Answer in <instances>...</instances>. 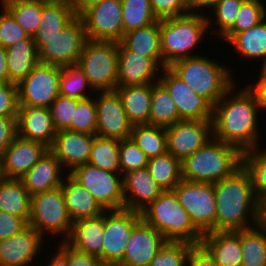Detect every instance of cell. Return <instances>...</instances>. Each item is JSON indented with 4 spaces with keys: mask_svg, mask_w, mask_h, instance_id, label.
<instances>
[{
    "mask_svg": "<svg viewBox=\"0 0 266 266\" xmlns=\"http://www.w3.org/2000/svg\"><path fill=\"white\" fill-rule=\"evenodd\" d=\"M166 243L162 233L141 219L131 231L120 263L124 266H149Z\"/></svg>",
    "mask_w": 266,
    "mask_h": 266,
    "instance_id": "d6986e66",
    "label": "cell"
},
{
    "mask_svg": "<svg viewBox=\"0 0 266 266\" xmlns=\"http://www.w3.org/2000/svg\"><path fill=\"white\" fill-rule=\"evenodd\" d=\"M159 82L173 98L181 120H212L213 107L169 67L162 68Z\"/></svg>",
    "mask_w": 266,
    "mask_h": 266,
    "instance_id": "ac0fdd59",
    "label": "cell"
},
{
    "mask_svg": "<svg viewBox=\"0 0 266 266\" xmlns=\"http://www.w3.org/2000/svg\"><path fill=\"white\" fill-rule=\"evenodd\" d=\"M101 1L102 0H69L76 16H80L86 9Z\"/></svg>",
    "mask_w": 266,
    "mask_h": 266,
    "instance_id": "6125c7cd",
    "label": "cell"
},
{
    "mask_svg": "<svg viewBox=\"0 0 266 266\" xmlns=\"http://www.w3.org/2000/svg\"><path fill=\"white\" fill-rule=\"evenodd\" d=\"M97 108L94 96L77 102L74 118L69 131L96 135Z\"/></svg>",
    "mask_w": 266,
    "mask_h": 266,
    "instance_id": "bcb514c9",
    "label": "cell"
},
{
    "mask_svg": "<svg viewBox=\"0 0 266 266\" xmlns=\"http://www.w3.org/2000/svg\"><path fill=\"white\" fill-rule=\"evenodd\" d=\"M161 70L150 57L130 51L118 42L117 86L156 83Z\"/></svg>",
    "mask_w": 266,
    "mask_h": 266,
    "instance_id": "ffe728a7",
    "label": "cell"
},
{
    "mask_svg": "<svg viewBox=\"0 0 266 266\" xmlns=\"http://www.w3.org/2000/svg\"><path fill=\"white\" fill-rule=\"evenodd\" d=\"M36 1L54 2V1H61V0H36Z\"/></svg>",
    "mask_w": 266,
    "mask_h": 266,
    "instance_id": "89a4df30",
    "label": "cell"
},
{
    "mask_svg": "<svg viewBox=\"0 0 266 266\" xmlns=\"http://www.w3.org/2000/svg\"><path fill=\"white\" fill-rule=\"evenodd\" d=\"M48 149L43 143L17 136L0 155L4 178L20 179Z\"/></svg>",
    "mask_w": 266,
    "mask_h": 266,
    "instance_id": "44dd1931",
    "label": "cell"
},
{
    "mask_svg": "<svg viewBox=\"0 0 266 266\" xmlns=\"http://www.w3.org/2000/svg\"><path fill=\"white\" fill-rule=\"evenodd\" d=\"M76 14L69 0L44 2L38 30L60 31L68 25Z\"/></svg>",
    "mask_w": 266,
    "mask_h": 266,
    "instance_id": "7bdbcfd3",
    "label": "cell"
},
{
    "mask_svg": "<svg viewBox=\"0 0 266 266\" xmlns=\"http://www.w3.org/2000/svg\"><path fill=\"white\" fill-rule=\"evenodd\" d=\"M60 67L38 63L18 85L19 106L50 108L59 95Z\"/></svg>",
    "mask_w": 266,
    "mask_h": 266,
    "instance_id": "7c38bea8",
    "label": "cell"
},
{
    "mask_svg": "<svg viewBox=\"0 0 266 266\" xmlns=\"http://www.w3.org/2000/svg\"><path fill=\"white\" fill-rule=\"evenodd\" d=\"M76 64L95 91L117 88L118 42L88 39Z\"/></svg>",
    "mask_w": 266,
    "mask_h": 266,
    "instance_id": "9c48e42d",
    "label": "cell"
},
{
    "mask_svg": "<svg viewBox=\"0 0 266 266\" xmlns=\"http://www.w3.org/2000/svg\"><path fill=\"white\" fill-rule=\"evenodd\" d=\"M95 93L85 73L77 64L60 67L59 95L80 100L92 97Z\"/></svg>",
    "mask_w": 266,
    "mask_h": 266,
    "instance_id": "ab89813d",
    "label": "cell"
},
{
    "mask_svg": "<svg viewBox=\"0 0 266 266\" xmlns=\"http://www.w3.org/2000/svg\"><path fill=\"white\" fill-rule=\"evenodd\" d=\"M150 4L158 19L189 13L187 0H150Z\"/></svg>",
    "mask_w": 266,
    "mask_h": 266,
    "instance_id": "816d5d0a",
    "label": "cell"
},
{
    "mask_svg": "<svg viewBox=\"0 0 266 266\" xmlns=\"http://www.w3.org/2000/svg\"><path fill=\"white\" fill-rule=\"evenodd\" d=\"M147 169L155 182L164 190L172 191L182 180L181 161L168 151L150 158Z\"/></svg>",
    "mask_w": 266,
    "mask_h": 266,
    "instance_id": "8d00e7d4",
    "label": "cell"
},
{
    "mask_svg": "<svg viewBox=\"0 0 266 266\" xmlns=\"http://www.w3.org/2000/svg\"><path fill=\"white\" fill-rule=\"evenodd\" d=\"M260 223L266 228V201L261 203V222Z\"/></svg>",
    "mask_w": 266,
    "mask_h": 266,
    "instance_id": "03108f58",
    "label": "cell"
},
{
    "mask_svg": "<svg viewBox=\"0 0 266 266\" xmlns=\"http://www.w3.org/2000/svg\"><path fill=\"white\" fill-rule=\"evenodd\" d=\"M0 4L30 36H34L40 26L43 1L0 0Z\"/></svg>",
    "mask_w": 266,
    "mask_h": 266,
    "instance_id": "f35d334b",
    "label": "cell"
},
{
    "mask_svg": "<svg viewBox=\"0 0 266 266\" xmlns=\"http://www.w3.org/2000/svg\"><path fill=\"white\" fill-rule=\"evenodd\" d=\"M72 224L61 186L31 196L28 225L34 227L44 238L54 239L53 237L60 236L59 243L65 242L71 233Z\"/></svg>",
    "mask_w": 266,
    "mask_h": 266,
    "instance_id": "ba28073f",
    "label": "cell"
},
{
    "mask_svg": "<svg viewBox=\"0 0 266 266\" xmlns=\"http://www.w3.org/2000/svg\"><path fill=\"white\" fill-rule=\"evenodd\" d=\"M180 120L176 105L167 89L159 81L152 83L149 124L168 127Z\"/></svg>",
    "mask_w": 266,
    "mask_h": 266,
    "instance_id": "e575fe53",
    "label": "cell"
},
{
    "mask_svg": "<svg viewBox=\"0 0 266 266\" xmlns=\"http://www.w3.org/2000/svg\"><path fill=\"white\" fill-rule=\"evenodd\" d=\"M95 137L96 135L60 130L49 150L68 174L75 167L88 163Z\"/></svg>",
    "mask_w": 266,
    "mask_h": 266,
    "instance_id": "7402d4cb",
    "label": "cell"
},
{
    "mask_svg": "<svg viewBox=\"0 0 266 266\" xmlns=\"http://www.w3.org/2000/svg\"><path fill=\"white\" fill-rule=\"evenodd\" d=\"M149 158L131 138L119 140V164L121 175L131 170L147 167Z\"/></svg>",
    "mask_w": 266,
    "mask_h": 266,
    "instance_id": "c3c4849f",
    "label": "cell"
},
{
    "mask_svg": "<svg viewBox=\"0 0 266 266\" xmlns=\"http://www.w3.org/2000/svg\"><path fill=\"white\" fill-rule=\"evenodd\" d=\"M66 173L60 161L48 149L20 180L24 183L28 193L33 196L60 187Z\"/></svg>",
    "mask_w": 266,
    "mask_h": 266,
    "instance_id": "d4e9b609",
    "label": "cell"
},
{
    "mask_svg": "<svg viewBox=\"0 0 266 266\" xmlns=\"http://www.w3.org/2000/svg\"><path fill=\"white\" fill-rule=\"evenodd\" d=\"M198 55L182 58L168 66L196 94L212 107L236 83L231 68L217 58ZM225 64V65H224Z\"/></svg>",
    "mask_w": 266,
    "mask_h": 266,
    "instance_id": "3957f363",
    "label": "cell"
},
{
    "mask_svg": "<svg viewBox=\"0 0 266 266\" xmlns=\"http://www.w3.org/2000/svg\"><path fill=\"white\" fill-rule=\"evenodd\" d=\"M229 44L234 48L233 52L241 56L242 61L246 58V61H262L266 57V18L258 25L237 33L228 42V46Z\"/></svg>",
    "mask_w": 266,
    "mask_h": 266,
    "instance_id": "d6a6232c",
    "label": "cell"
},
{
    "mask_svg": "<svg viewBox=\"0 0 266 266\" xmlns=\"http://www.w3.org/2000/svg\"><path fill=\"white\" fill-rule=\"evenodd\" d=\"M120 42L128 50L150 57L161 69L163 68L160 49V19L147 26L124 33Z\"/></svg>",
    "mask_w": 266,
    "mask_h": 266,
    "instance_id": "4dcf8cb0",
    "label": "cell"
},
{
    "mask_svg": "<svg viewBox=\"0 0 266 266\" xmlns=\"http://www.w3.org/2000/svg\"><path fill=\"white\" fill-rule=\"evenodd\" d=\"M187 266H218L210 253L201 245L191 248L187 259Z\"/></svg>",
    "mask_w": 266,
    "mask_h": 266,
    "instance_id": "9f6ffc18",
    "label": "cell"
},
{
    "mask_svg": "<svg viewBox=\"0 0 266 266\" xmlns=\"http://www.w3.org/2000/svg\"><path fill=\"white\" fill-rule=\"evenodd\" d=\"M207 31L206 14L188 13L160 19V49L163 68L179 59L198 56L197 50L202 41H206Z\"/></svg>",
    "mask_w": 266,
    "mask_h": 266,
    "instance_id": "5b68a950",
    "label": "cell"
},
{
    "mask_svg": "<svg viewBox=\"0 0 266 266\" xmlns=\"http://www.w3.org/2000/svg\"><path fill=\"white\" fill-rule=\"evenodd\" d=\"M6 83L2 80H0V88H2Z\"/></svg>",
    "mask_w": 266,
    "mask_h": 266,
    "instance_id": "2644e50d",
    "label": "cell"
},
{
    "mask_svg": "<svg viewBox=\"0 0 266 266\" xmlns=\"http://www.w3.org/2000/svg\"><path fill=\"white\" fill-rule=\"evenodd\" d=\"M27 226L25 219L0 210V240L12 237Z\"/></svg>",
    "mask_w": 266,
    "mask_h": 266,
    "instance_id": "db71d44e",
    "label": "cell"
},
{
    "mask_svg": "<svg viewBox=\"0 0 266 266\" xmlns=\"http://www.w3.org/2000/svg\"><path fill=\"white\" fill-rule=\"evenodd\" d=\"M200 244L218 266H242L241 230L207 232Z\"/></svg>",
    "mask_w": 266,
    "mask_h": 266,
    "instance_id": "4316f807",
    "label": "cell"
},
{
    "mask_svg": "<svg viewBox=\"0 0 266 266\" xmlns=\"http://www.w3.org/2000/svg\"><path fill=\"white\" fill-rule=\"evenodd\" d=\"M19 109L18 87L6 83L0 88V117H17Z\"/></svg>",
    "mask_w": 266,
    "mask_h": 266,
    "instance_id": "f5cc1de1",
    "label": "cell"
},
{
    "mask_svg": "<svg viewBox=\"0 0 266 266\" xmlns=\"http://www.w3.org/2000/svg\"><path fill=\"white\" fill-rule=\"evenodd\" d=\"M57 248V249H56ZM56 253L54 252V255L49 256L47 259L49 260H44L47 261V264H43V259L40 260L38 264H41L39 266H68V261H67V244L65 242H60L58 246L55 247L54 249Z\"/></svg>",
    "mask_w": 266,
    "mask_h": 266,
    "instance_id": "680465c9",
    "label": "cell"
},
{
    "mask_svg": "<svg viewBox=\"0 0 266 266\" xmlns=\"http://www.w3.org/2000/svg\"><path fill=\"white\" fill-rule=\"evenodd\" d=\"M78 99L58 95L49 110L57 131L68 130L74 118Z\"/></svg>",
    "mask_w": 266,
    "mask_h": 266,
    "instance_id": "681fc988",
    "label": "cell"
},
{
    "mask_svg": "<svg viewBox=\"0 0 266 266\" xmlns=\"http://www.w3.org/2000/svg\"><path fill=\"white\" fill-rule=\"evenodd\" d=\"M193 246L188 242L167 241L149 266H187V259Z\"/></svg>",
    "mask_w": 266,
    "mask_h": 266,
    "instance_id": "7dc6e473",
    "label": "cell"
},
{
    "mask_svg": "<svg viewBox=\"0 0 266 266\" xmlns=\"http://www.w3.org/2000/svg\"><path fill=\"white\" fill-rule=\"evenodd\" d=\"M103 238L104 213L74 221L65 243L80 253L93 255L101 260Z\"/></svg>",
    "mask_w": 266,
    "mask_h": 266,
    "instance_id": "484cf974",
    "label": "cell"
},
{
    "mask_svg": "<svg viewBox=\"0 0 266 266\" xmlns=\"http://www.w3.org/2000/svg\"><path fill=\"white\" fill-rule=\"evenodd\" d=\"M95 95L96 135L117 140L130 138L134 125L129 121L118 93L116 91H96Z\"/></svg>",
    "mask_w": 266,
    "mask_h": 266,
    "instance_id": "9a60e30c",
    "label": "cell"
},
{
    "mask_svg": "<svg viewBox=\"0 0 266 266\" xmlns=\"http://www.w3.org/2000/svg\"><path fill=\"white\" fill-rule=\"evenodd\" d=\"M142 219L141 213L119 209L104 212V238L101 261L121 262L134 226Z\"/></svg>",
    "mask_w": 266,
    "mask_h": 266,
    "instance_id": "4fadbf2b",
    "label": "cell"
},
{
    "mask_svg": "<svg viewBox=\"0 0 266 266\" xmlns=\"http://www.w3.org/2000/svg\"><path fill=\"white\" fill-rule=\"evenodd\" d=\"M4 179L3 171L1 168V162H0V182Z\"/></svg>",
    "mask_w": 266,
    "mask_h": 266,
    "instance_id": "a7ac6f4b",
    "label": "cell"
},
{
    "mask_svg": "<svg viewBox=\"0 0 266 266\" xmlns=\"http://www.w3.org/2000/svg\"><path fill=\"white\" fill-rule=\"evenodd\" d=\"M130 138L149 159L167 152L166 127L152 124L134 125Z\"/></svg>",
    "mask_w": 266,
    "mask_h": 266,
    "instance_id": "74e56055",
    "label": "cell"
},
{
    "mask_svg": "<svg viewBox=\"0 0 266 266\" xmlns=\"http://www.w3.org/2000/svg\"><path fill=\"white\" fill-rule=\"evenodd\" d=\"M88 163L105 171L120 172L119 140L96 135Z\"/></svg>",
    "mask_w": 266,
    "mask_h": 266,
    "instance_id": "60d3db41",
    "label": "cell"
},
{
    "mask_svg": "<svg viewBox=\"0 0 266 266\" xmlns=\"http://www.w3.org/2000/svg\"><path fill=\"white\" fill-rule=\"evenodd\" d=\"M241 166L248 173L255 197L266 201V147L263 144L242 152Z\"/></svg>",
    "mask_w": 266,
    "mask_h": 266,
    "instance_id": "836d02e7",
    "label": "cell"
},
{
    "mask_svg": "<svg viewBox=\"0 0 266 266\" xmlns=\"http://www.w3.org/2000/svg\"><path fill=\"white\" fill-rule=\"evenodd\" d=\"M242 152L212 137L200 149L181 161L182 180L218 182L241 167Z\"/></svg>",
    "mask_w": 266,
    "mask_h": 266,
    "instance_id": "277c9868",
    "label": "cell"
},
{
    "mask_svg": "<svg viewBox=\"0 0 266 266\" xmlns=\"http://www.w3.org/2000/svg\"><path fill=\"white\" fill-rule=\"evenodd\" d=\"M68 266H98L101 260L93 255L80 253L67 245Z\"/></svg>",
    "mask_w": 266,
    "mask_h": 266,
    "instance_id": "6f0895ef",
    "label": "cell"
},
{
    "mask_svg": "<svg viewBox=\"0 0 266 266\" xmlns=\"http://www.w3.org/2000/svg\"><path fill=\"white\" fill-rule=\"evenodd\" d=\"M0 45L8 48L30 35L16 22L12 14L0 4Z\"/></svg>",
    "mask_w": 266,
    "mask_h": 266,
    "instance_id": "f907efd6",
    "label": "cell"
},
{
    "mask_svg": "<svg viewBox=\"0 0 266 266\" xmlns=\"http://www.w3.org/2000/svg\"><path fill=\"white\" fill-rule=\"evenodd\" d=\"M0 210L29 222L31 195L20 179L4 178L0 182Z\"/></svg>",
    "mask_w": 266,
    "mask_h": 266,
    "instance_id": "1f68e13d",
    "label": "cell"
},
{
    "mask_svg": "<svg viewBox=\"0 0 266 266\" xmlns=\"http://www.w3.org/2000/svg\"><path fill=\"white\" fill-rule=\"evenodd\" d=\"M140 213L167 241L201 243L203 234L191 222L173 191H164Z\"/></svg>",
    "mask_w": 266,
    "mask_h": 266,
    "instance_id": "8992f818",
    "label": "cell"
},
{
    "mask_svg": "<svg viewBox=\"0 0 266 266\" xmlns=\"http://www.w3.org/2000/svg\"><path fill=\"white\" fill-rule=\"evenodd\" d=\"M236 84L213 106L212 131L214 138L243 152L261 146V113H258L261 111L255 95L246 85L237 89Z\"/></svg>",
    "mask_w": 266,
    "mask_h": 266,
    "instance_id": "6da1fadb",
    "label": "cell"
},
{
    "mask_svg": "<svg viewBox=\"0 0 266 266\" xmlns=\"http://www.w3.org/2000/svg\"><path fill=\"white\" fill-rule=\"evenodd\" d=\"M217 1L218 0H187L189 13L205 14L207 13L206 9L209 11V9H211Z\"/></svg>",
    "mask_w": 266,
    "mask_h": 266,
    "instance_id": "94428289",
    "label": "cell"
},
{
    "mask_svg": "<svg viewBox=\"0 0 266 266\" xmlns=\"http://www.w3.org/2000/svg\"><path fill=\"white\" fill-rule=\"evenodd\" d=\"M80 17L89 40L120 42L124 36L121 0H102Z\"/></svg>",
    "mask_w": 266,
    "mask_h": 266,
    "instance_id": "5bb4252c",
    "label": "cell"
},
{
    "mask_svg": "<svg viewBox=\"0 0 266 266\" xmlns=\"http://www.w3.org/2000/svg\"><path fill=\"white\" fill-rule=\"evenodd\" d=\"M212 137V120H180L166 127L167 151L182 161Z\"/></svg>",
    "mask_w": 266,
    "mask_h": 266,
    "instance_id": "2e32d148",
    "label": "cell"
},
{
    "mask_svg": "<svg viewBox=\"0 0 266 266\" xmlns=\"http://www.w3.org/2000/svg\"><path fill=\"white\" fill-rule=\"evenodd\" d=\"M33 40L40 63L64 67L77 63L88 38L83 20L76 16L60 31L37 30Z\"/></svg>",
    "mask_w": 266,
    "mask_h": 266,
    "instance_id": "52a82bcc",
    "label": "cell"
},
{
    "mask_svg": "<svg viewBox=\"0 0 266 266\" xmlns=\"http://www.w3.org/2000/svg\"><path fill=\"white\" fill-rule=\"evenodd\" d=\"M191 222L202 233L215 232L216 199L214 183L181 180L172 190Z\"/></svg>",
    "mask_w": 266,
    "mask_h": 266,
    "instance_id": "30bf717a",
    "label": "cell"
},
{
    "mask_svg": "<svg viewBox=\"0 0 266 266\" xmlns=\"http://www.w3.org/2000/svg\"><path fill=\"white\" fill-rule=\"evenodd\" d=\"M248 82L246 87L255 95L260 111L266 112V79H257V81L255 79V82Z\"/></svg>",
    "mask_w": 266,
    "mask_h": 266,
    "instance_id": "91938a15",
    "label": "cell"
},
{
    "mask_svg": "<svg viewBox=\"0 0 266 266\" xmlns=\"http://www.w3.org/2000/svg\"><path fill=\"white\" fill-rule=\"evenodd\" d=\"M124 33L147 26L158 20L150 0H121Z\"/></svg>",
    "mask_w": 266,
    "mask_h": 266,
    "instance_id": "ee69618b",
    "label": "cell"
},
{
    "mask_svg": "<svg viewBox=\"0 0 266 266\" xmlns=\"http://www.w3.org/2000/svg\"><path fill=\"white\" fill-rule=\"evenodd\" d=\"M17 136V117H0V155Z\"/></svg>",
    "mask_w": 266,
    "mask_h": 266,
    "instance_id": "11a10c76",
    "label": "cell"
},
{
    "mask_svg": "<svg viewBox=\"0 0 266 266\" xmlns=\"http://www.w3.org/2000/svg\"><path fill=\"white\" fill-rule=\"evenodd\" d=\"M264 3V0H244L234 25L221 37L222 40L228 43L237 33L246 31L264 20L266 18Z\"/></svg>",
    "mask_w": 266,
    "mask_h": 266,
    "instance_id": "b9f144b4",
    "label": "cell"
},
{
    "mask_svg": "<svg viewBox=\"0 0 266 266\" xmlns=\"http://www.w3.org/2000/svg\"><path fill=\"white\" fill-rule=\"evenodd\" d=\"M61 189L68 214L73 222L82 218L95 217L105 212L92 194L69 174L64 177Z\"/></svg>",
    "mask_w": 266,
    "mask_h": 266,
    "instance_id": "83f0119b",
    "label": "cell"
},
{
    "mask_svg": "<svg viewBox=\"0 0 266 266\" xmlns=\"http://www.w3.org/2000/svg\"><path fill=\"white\" fill-rule=\"evenodd\" d=\"M243 1L244 0H218L216 2V4L210 9L211 14L209 15V12L206 13L208 30L212 28L211 26H213V24L216 25V27L213 30L211 29L210 32L214 34L210 35H214L221 39V37L234 25L237 13ZM211 15L214 17L212 18Z\"/></svg>",
    "mask_w": 266,
    "mask_h": 266,
    "instance_id": "f6af8a7d",
    "label": "cell"
},
{
    "mask_svg": "<svg viewBox=\"0 0 266 266\" xmlns=\"http://www.w3.org/2000/svg\"><path fill=\"white\" fill-rule=\"evenodd\" d=\"M68 174L84 186L105 211L124 209L120 172L105 171L86 163L75 167Z\"/></svg>",
    "mask_w": 266,
    "mask_h": 266,
    "instance_id": "8fae6325",
    "label": "cell"
},
{
    "mask_svg": "<svg viewBox=\"0 0 266 266\" xmlns=\"http://www.w3.org/2000/svg\"><path fill=\"white\" fill-rule=\"evenodd\" d=\"M45 240L30 225L12 237L0 240V266H30L33 263L32 266H38L44 244L51 248Z\"/></svg>",
    "mask_w": 266,
    "mask_h": 266,
    "instance_id": "e0dca14e",
    "label": "cell"
},
{
    "mask_svg": "<svg viewBox=\"0 0 266 266\" xmlns=\"http://www.w3.org/2000/svg\"><path fill=\"white\" fill-rule=\"evenodd\" d=\"M242 266H266V228L257 224L241 230Z\"/></svg>",
    "mask_w": 266,
    "mask_h": 266,
    "instance_id": "d590c367",
    "label": "cell"
},
{
    "mask_svg": "<svg viewBox=\"0 0 266 266\" xmlns=\"http://www.w3.org/2000/svg\"><path fill=\"white\" fill-rule=\"evenodd\" d=\"M9 83L18 85L39 63L38 50L32 36L6 48Z\"/></svg>",
    "mask_w": 266,
    "mask_h": 266,
    "instance_id": "f1b7e54d",
    "label": "cell"
},
{
    "mask_svg": "<svg viewBox=\"0 0 266 266\" xmlns=\"http://www.w3.org/2000/svg\"><path fill=\"white\" fill-rule=\"evenodd\" d=\"M0 80L9 83V73L6 60V48L0 45Z\"/></svg>",
    "mask_w": 266,
    "mask_h": 266,
    "instance_id": "be15d7a7",
    "label": "cell"
},
{
    "mask_svg": "<svg viewBox=\"0 0 266 266\" xmlns=\"http://www.w3.org/2000/svg\"><path fill=\"white\" fill-rule=\"evenodd\" d=\"M261 65L260 68L258 69L259 71V77L257 79H266V57L262 60V63L259 64Z\"/></svg>",
    "mask_w": 266,
    "mask_h": 266,
    "instance_id": "e7e4bbea",
    "label": "cell"
},
{
    "mask_svg": "<svg viewBox=\"0 0 266 266\" xmlns=\"http://www.w3.org/2000/svg\"><path fill=\"white\" fill-rule=\"evenodd\" d=\"M124 208L141 212L164 190L155 182L147 167L122 175Z\"/></svg>",
    "mask_w": 266,
    "mask_h": 266,
    "instance_id": "603a6c76",
    "label": "cell"
},
{
    "mask_svg": "<svg viewBox=\"0 0 266 266\" xmlns=\"http://www.w3.org/2000/svg\"><path fill=\"white\" fill-rule=\"evenodd\" d=\"M98 266H124L119 262H103L101 261Z\"/></svg>",
    "mask_w": 266,
    "mask_h": 266,
    "instance_id": "003e7915",
    "label": "cell"
},
{
    "mask_svg": "<svg viewBox=\"0 0 266 266\" xmlns=\"http://www.w3.org/2000/svg\"><path fill=\"white\" fill-rule=\"evenodd\" d=\"M123 108L133 125L149 124L152 100V83L144 85L117 86Z\"/></svg>",
    "mask_w": 266,
    "mask_h": 266,
    "instance_id": "f546056e",
    "label": "cell"
},
{
    "mask_svg": "<svg viewBox=\"0 0 266 266\" xmlns=\"http://www.w3.org/2000/svg\"><path fill=\"white\" fill-rule=\"evenodd\" d=\"M215 231H237L261 222V202L255 197L250 177L241 166L231 176L214 183Z\"/></svg>",
    "mask_w": 266,
    "mask_h": 266,
    "instance_id": "7a4b0ae2",
    "label": "cell"
},
{
    "mask_svg": "<svg viewBox=\"0 0 266 266\" xmlns=\"http://www.w3.org/2000/svg\"><path fill=\"white\" fill-rule=\"evenodd\" d=\"M17 129L19 137L43 143L48 148L57 134L48 108L19 106Z\"/></svg>",
    "mask_w": 266,
    "mask_h": 266,
    "instance_id": "cb8c5ba5",
    "label": "cell"
}]
</instances>
